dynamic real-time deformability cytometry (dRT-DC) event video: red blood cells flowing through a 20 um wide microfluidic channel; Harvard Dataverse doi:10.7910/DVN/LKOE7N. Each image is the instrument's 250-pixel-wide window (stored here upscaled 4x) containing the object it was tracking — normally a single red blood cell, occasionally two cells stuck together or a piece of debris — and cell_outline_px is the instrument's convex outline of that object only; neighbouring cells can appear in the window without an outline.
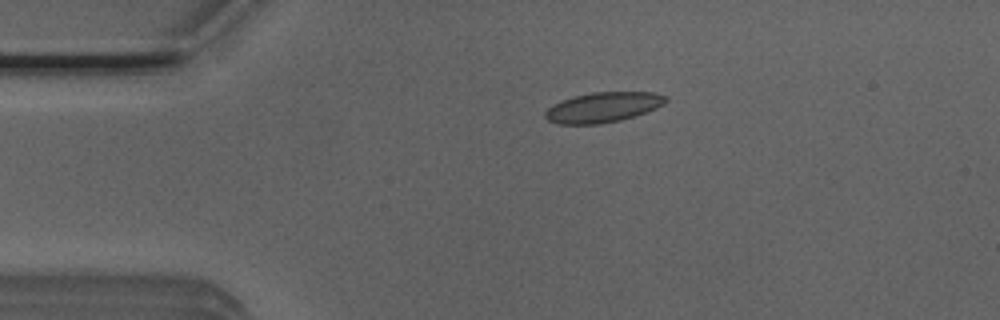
{"species": "Egyptian fruit bat (a non-hibernating species)", "species_latin": "Rousettus aegyptiacus", "temperature_condition": "room temperature", "stored_images_in_passage": 5, "camera_frame_rate_fps": 3000, "um_per_image_px": 0.085, "animal": {"sex": "male"}, "frame": {"image": 1, "passage_image": 3, "time_ms": 0.667, "image_size_px": [1000, 320], "cell_outline_px": [[668, 100], [664, 104], [656, 108], [636, 116], [620, 120], [600, 124], [556, 124], [548, 120], [544, 116], [544, 112], [552, 104], [560, 100], [572, 96], [592, 92], [656, 92], [668, 96]], "centroid_in_image_um": [51.25, 9.11], "position_along_channel_um": 33.7, "area_um2": 21.5}}
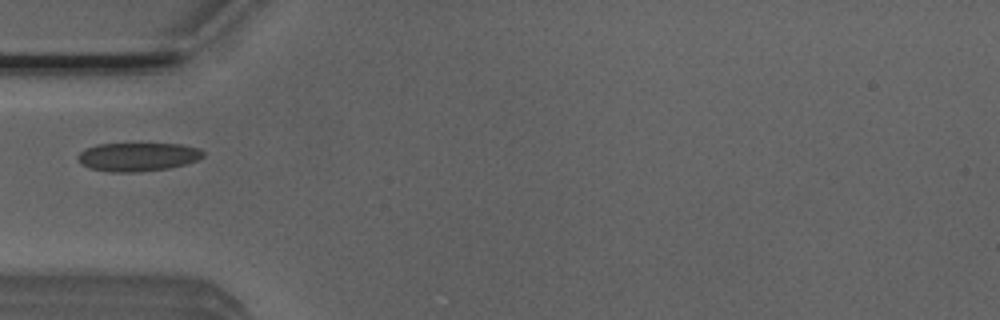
{"frame": {"image": 2, "passage_image": 4, "time_ms": 1.0, "image_size_px": [1000, 320], "cell_outline_px": [[204, 156], [196, 160], [184, 164], [168, 168], [140, 172], [112, 172], [88, 168], [80, 164], [76, 160], [76, 156], [84, 148], [96, 144], [180, 144], [200, 148], [204, 152]], "centroid_in_image_um": [11.65, 13.33], "position_along_channel_um": 73.4, "area_um2": 21.04}}